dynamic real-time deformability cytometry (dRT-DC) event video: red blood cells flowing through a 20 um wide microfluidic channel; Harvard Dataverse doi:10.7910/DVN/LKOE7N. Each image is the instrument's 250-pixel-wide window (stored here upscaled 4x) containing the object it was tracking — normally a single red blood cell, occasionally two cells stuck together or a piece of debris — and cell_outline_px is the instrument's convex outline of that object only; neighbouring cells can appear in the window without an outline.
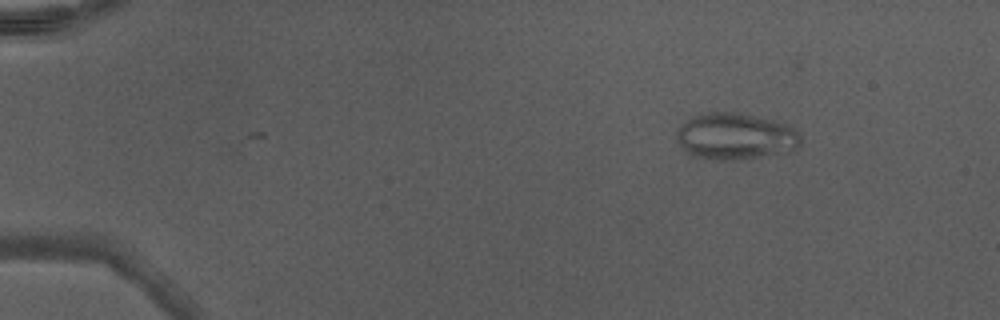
{"species": "Egyptian fruit bat (a non-hibernating species)", "species_latin": "Rousettus aegyptiacus", "temperature_condition": "warm", "stored_images_in_passage": 23, "camera_frame_rate_fps": 3000, "um_per_image_px": 0.085, "animal": {"sex": "male"}, "frame": {"image": 1, "passage_image": 8, "time_ms": 2.333, "image_size_px": [1000, 320], "cell_outline_px": [[800, 140], [796, 148], [788, 152], [736, 160], [712, 160], [692, 156], [676, 140], [676, 132], [692, 116], [708, 112], [736, 112], [776, 120], [788, 124], [796, 128], [800, 132]], "centroid_in_image_um": [62.54, 11.59], "position_along_channel_um": 22.5, "area_um2": 33.81}}